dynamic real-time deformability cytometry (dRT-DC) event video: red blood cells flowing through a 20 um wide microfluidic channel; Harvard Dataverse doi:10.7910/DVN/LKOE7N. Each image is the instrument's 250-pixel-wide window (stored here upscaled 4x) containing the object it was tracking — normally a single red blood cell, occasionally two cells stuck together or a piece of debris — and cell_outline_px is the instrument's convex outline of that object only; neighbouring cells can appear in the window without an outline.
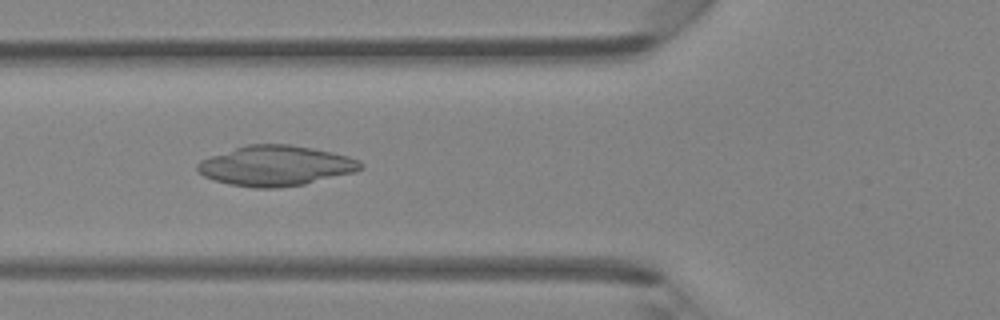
{"species": "Egyptian fruit bat (a non-hibernating species)", "species_latin": "Rousettus aegyptiacus", "temperature_condition": "room temperature", "stored_images_in_passage": 37, "camera_frame_rate_fps": 3000, "um_per_image_px": 0.085, "animal": {"sex": "female"}, "frame": {"image": 1, "passage_image": 9, "time_ms": 2.667, "image_size_px": [1000, 320], "cell_outline_px": [[364, 168], [356, 172], [304, 184], [276, 188], [256, 188], [228, 184], [204, 176], [196, 168], [196, 164], [200, 160], [248, 144], [288, 144], [312, 148], [332, 152], [348, 156], [360, 160], [364, 164]], "centroid_in_image_um": [23.48, 14.09], "position_along_channel_um": 102.3, "area_um2": 38.09}}
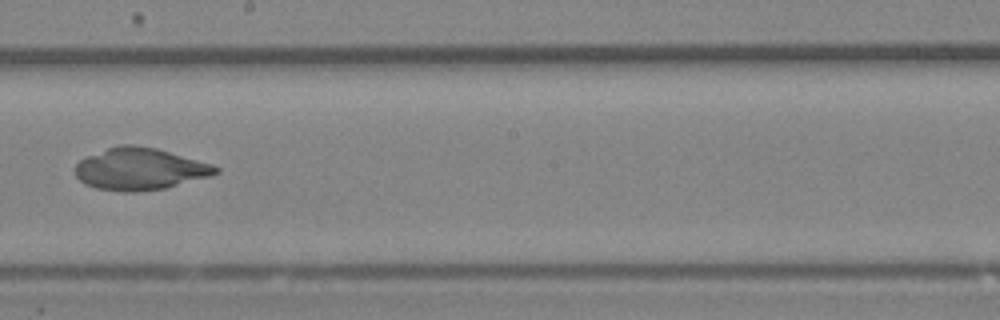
{"frame": {"image": 2, "passage_image": 18, "time_ms": 5.667, "image_size_px": [1000, 320], "cell_outline_px": [[220, 172], [208, 176], [164, 188], [136, 192], [120, 192], [96, 188], [84, 184], [76, 176], [76, 164], [80, 160], [88, 156], [108, 148], [120, 144], [136, 144], [156, 148], [212, 164], [220, 168]], "centroid_in_image_um": [11.87, 14.36], "position_along_channel_um": 236.3, "area_um2": 34.16}}
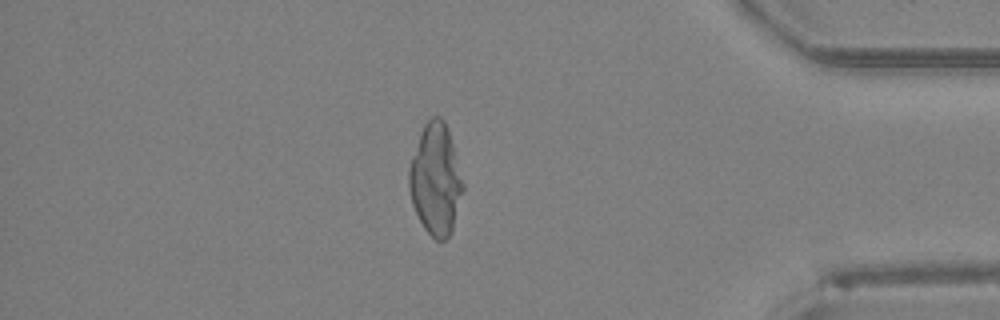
{"frame": {"image": 3, "passage_image": 31, "time_ms": 10.0, "image_size_px": [1000, 320], "cell_outline_px": [[464, 188], [452, 232], [444, 240], [436, 240], [424, 228], [412, 204], [408, 188], [408, 168], [420, 132], [424, 124], [432, 116], [440, 116], [444, 120], [452, 144], [464, 184]], "centroid_in_image_um": [37.01, 15.26], "position_along_channel_um": 398.2, "area_um2": 34.8}}